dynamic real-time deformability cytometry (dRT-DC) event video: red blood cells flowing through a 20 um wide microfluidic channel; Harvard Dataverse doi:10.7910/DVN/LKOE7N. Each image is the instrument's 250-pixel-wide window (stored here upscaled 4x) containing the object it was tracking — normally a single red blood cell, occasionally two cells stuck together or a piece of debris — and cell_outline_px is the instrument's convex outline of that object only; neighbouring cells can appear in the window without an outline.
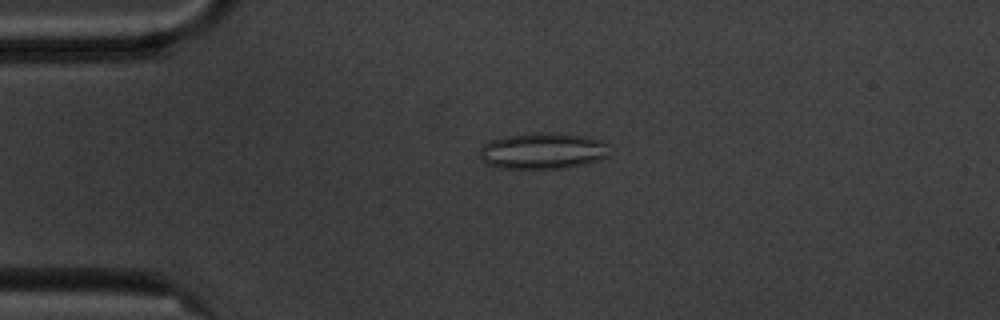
{"species": "common noctule bat (a hibernating species)", "species_latin": "Nyctalus noctula", "temperature_condition": "cold", "stored_images_in_passage": 48, "camera_frame_rate_fps": 3000, "um_per_image_px": 0.085, "animal": {"sex": "male", "body_mass_g": 20.1, "forearm_length_mm": 53.5}, "frame": {"image": 1, "passage_image": 5, "time_ms": 1.333, "image_size_px": [1000, 320], "cell_outline_px": [[608, 156], [600, 160], [568, 168], [500, 168], [488, 164], [480, 160], [480, 148], [484, 144], [492, 140], [504, 136], [532, 132], [556, 132], [588, 136], [604, 140], [608, 144]], "centroid_in_image_um": [46.17, 12.81], "position_along_channel_um": 38.8, "area_um2": 27.92}}
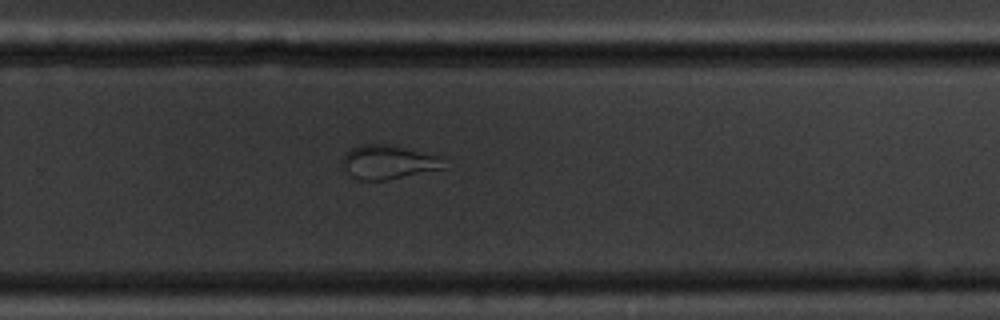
{"frame": {"image": 2, "passage_image": 29, "time_ms": 9.333, "image_size_px": [1000, 320], "cell_outline_px": [[444, 168], [384, 180], [356, 180], [340, 168], [340, 160], [344, 152], [352, 148], [364, 144], [392, 144], [444, 156]], "centroid_in_image_um": [32.95, 13.76], "position_along_channel_um": 296.9, "area_um2": 20.63}}
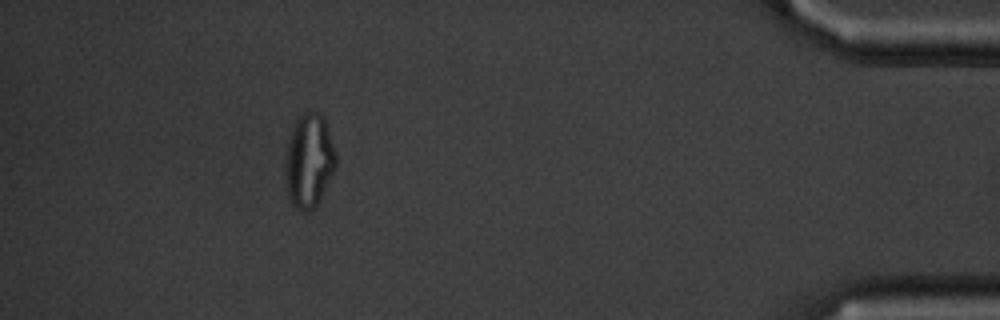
{"frame": {"image": 3, "passage_image": 43, "time_ms": 14.0, "image_size_px": [1000, 320], "cell_outline_px": [[336, 168], [316, 208], [308, 212], [304, 212], [296, 208], [292, 204], [288, 196], [284, 172], [284, 160], [288, 140], [292, 128], [296, 120], [304, 112], [320, 112], [324, 116], [336, 152]], "centroid_in_image_um": [26.26, 13.68], "position_along_channel_um": 408.9, "area_um2": 28.26}}